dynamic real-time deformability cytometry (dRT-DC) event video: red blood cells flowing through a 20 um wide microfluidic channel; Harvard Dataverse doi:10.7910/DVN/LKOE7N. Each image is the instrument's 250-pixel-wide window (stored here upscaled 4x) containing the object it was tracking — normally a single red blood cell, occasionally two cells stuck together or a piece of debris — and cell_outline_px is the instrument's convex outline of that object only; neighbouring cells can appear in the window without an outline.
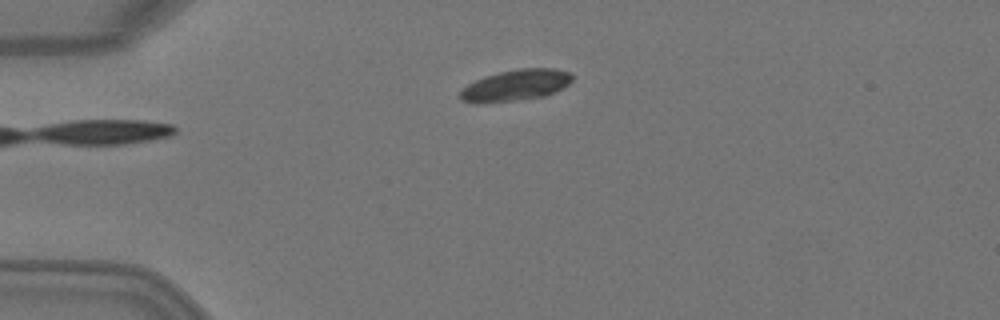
{"species": "Egyptian fruit bat (a non-hibernating species)", "species_latin": "Rousettus aegyptiacus", "temperature_condition": "warm", "stored_images_in_passage": 4, "camera_frame_rate_fps": 3000, "um_per_image_px": 0.085, "animal": {"sex": "female"}, "frame": {"image": 1, "passage_image": 4, "time_ms": 1.0, "image_size_px": [1000, 320], "cell_outline_px": [[572, 80], [568, 84], [556, 92], [544, 96], [516, 100], [480, 104], [476, 104], [460, 100], [460, 92], [468, 84], [484, 76], [500, 72], [520, 68], [556, 68], [572, 72]], "centroid_in_image_um": [43.84, 7.25], "position_along_channel_um": 41.2, "area_um2": 20.52}}